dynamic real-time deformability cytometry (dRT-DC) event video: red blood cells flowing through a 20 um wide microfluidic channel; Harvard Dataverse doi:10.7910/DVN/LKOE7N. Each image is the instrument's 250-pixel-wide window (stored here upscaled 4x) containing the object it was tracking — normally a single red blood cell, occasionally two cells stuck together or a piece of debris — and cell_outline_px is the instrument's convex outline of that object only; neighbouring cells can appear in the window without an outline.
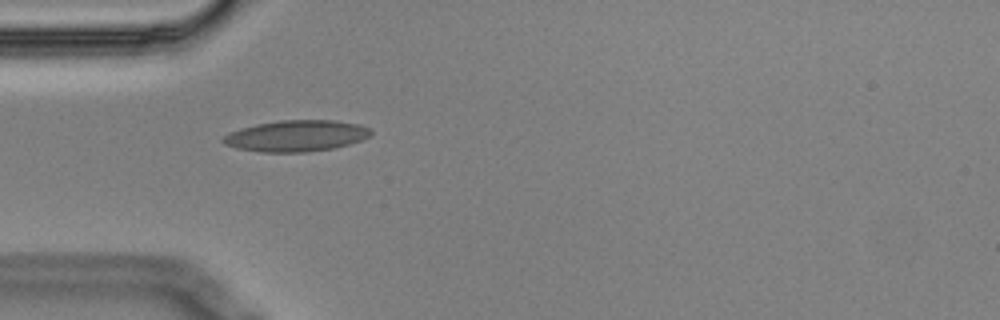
{"species": "Egyptian fruit bat (a non-hibernating species)", "species_latin": "Rousettus aegyptiacus", "temperature_condition": "cold", "stored_images_in_passage": 3, "camera_frame_rate_fps": 3000, "um_per_image_px": 0.085, "animal": {"sex": "male"}, "frame": {"image": 1, "passage_image": 1, "time_ms": 0.0, "image_size_px": [1000, 320], "cell_outline_px": [[372, 132], [368, 136], [360, 140], [348, 144], [332, 148], [308, 152], [260, 152], [236, 148], [224, 144], [220, 140], [228, 132], [240, 128], [256, 124], [280, 120], [332, 120], [360, 124], [372, 128]], "centroid_in_image_um": [25.15, 11.54], "position_along_channel_um": 59.9, "area_um2": 26.99}}
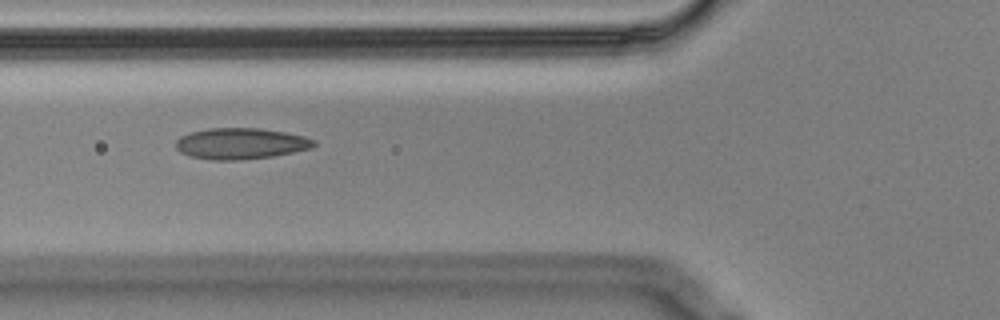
{"frame": {"image": 2, "passage_image": 2, "time_ms": 0.333, "image_size_px": [1000, 320], "cell_outline_px": [[316, 144], [312, 148], [272, 156], [236, 160], [212, 160], [188, 156], [180, 152], [176, 148], [176, 140], [180, 136], [192, 132], [208, 128], [260, 128], [284, 132], [304, 136], [316, 140]], "centroid_in_image_um": [20.45, 12.2], "position_along_channel_um": 105.4, "area_um2": 25.03}}